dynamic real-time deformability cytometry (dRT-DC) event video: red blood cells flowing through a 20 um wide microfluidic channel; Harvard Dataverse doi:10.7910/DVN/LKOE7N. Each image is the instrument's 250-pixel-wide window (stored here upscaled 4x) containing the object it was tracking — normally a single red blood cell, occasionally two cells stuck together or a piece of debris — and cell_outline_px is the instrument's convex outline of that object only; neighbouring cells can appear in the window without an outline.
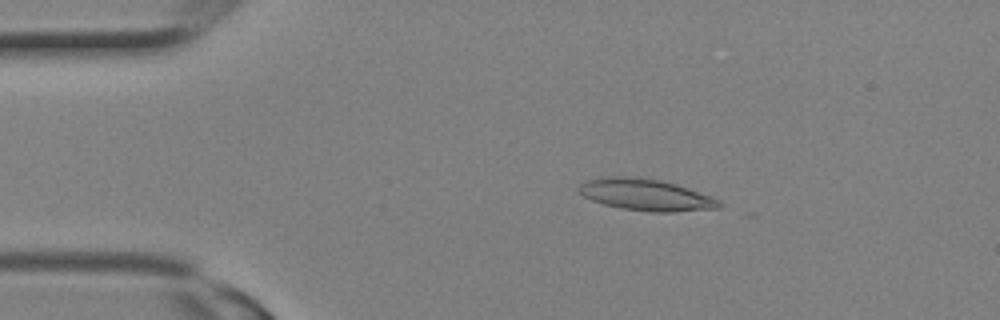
{"species": "Egyptian fruit bat (a non-hibernating species)", "species_latin": "Rousettus aegyptiacus", "temperature_condition": "room temperature", "stored_images_in_passage": 4, "camera_frame_rate_fps": 3000, "um_per_image_px": 0.085, "animal": {"sex": "female"}, "frame": {"image": 1, "passage_image": 2, "time_ms": 0.333, "image_size_px": [1000, 320], "cell_outline_px": [[724, 204], [720, 208], [676, 212], [652, 212], [620, 208], [604, 204], [592, 200], [584, 196], [576, 188], [584, 180], [608, 176], [624, 176], [660, 180], [676, 184], [712, 196], [720, 200]], "centroid_in_image_um": [54.92, 16.56], "position_along_channel_um": 30.1, "area_um2": 26.01}}